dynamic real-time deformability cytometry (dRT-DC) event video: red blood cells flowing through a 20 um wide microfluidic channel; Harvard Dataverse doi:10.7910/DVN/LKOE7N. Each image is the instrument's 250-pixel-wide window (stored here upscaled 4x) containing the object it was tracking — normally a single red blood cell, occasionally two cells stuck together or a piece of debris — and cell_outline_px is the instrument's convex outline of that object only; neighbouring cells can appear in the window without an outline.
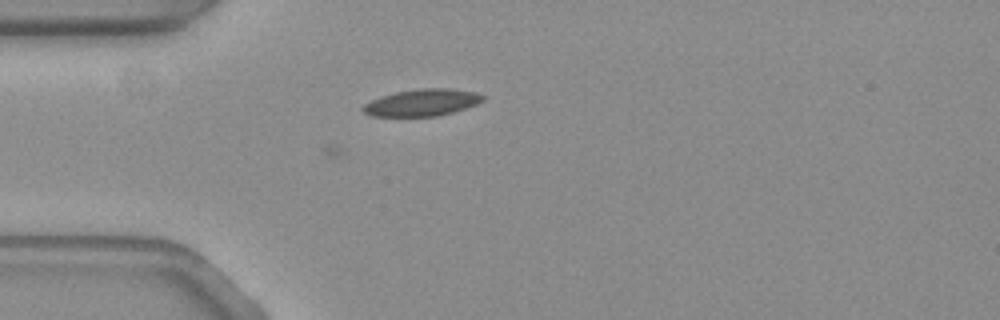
{"species": "common noctule bat (a hibernating species)", "species_latin": "Nyctalus noctula", "temperature_condition": "warm", "stored_images_in_passage": 19, "camera_frame_rate_fps": 3000, "um_per_image_px": 0.085, "animal": {"sex": "female", "body_mass_g": 19.3, "forearm_length_mm": 54.1}, "frame": {"image": 1, "passage_image": 19, "time_ms": 6.0, "image_size_px": [1000, 320], "cell_outline_px": [[484, 100], [476, 104], [452, 112], [436, 116], [368, 116], [360, 108], [364, 104], [380, 96], [396, 92], [420, 88], [448, 88], [476, 92], [484, 96]], "centroid_in_image_um": [35.84, 8.71], "position_along_channel_um": 49.2, "area_um2": 18.73}}